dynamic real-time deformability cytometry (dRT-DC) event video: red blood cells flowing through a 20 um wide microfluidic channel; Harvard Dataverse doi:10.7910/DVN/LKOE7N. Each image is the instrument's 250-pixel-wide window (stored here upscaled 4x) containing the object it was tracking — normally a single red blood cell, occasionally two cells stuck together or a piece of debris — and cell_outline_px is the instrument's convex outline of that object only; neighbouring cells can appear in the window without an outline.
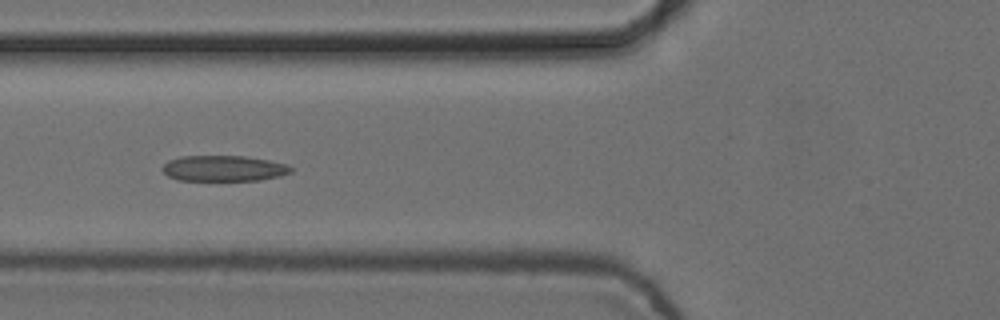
{"species": "common noctule bat (a hibernating species)", "species_latin": "Nyctalus noctula", "temperature_condition": "cold", "stored_images_in_passage": 7, "camera_frame_rate_fps": 3000, "um_per_image_px": 0.085, "animal": {"sex": "female", "body_mass_g": 24.6, "forearm_length_mm": 56.2}, "frame": {"image": 1, "passage_image": 5, "time_ms": 1.333, "image_size_px": [1000, 320], "cell_outline_px": [[292, 172], [280, 176], [260, 180], [180, 180], [168, 176], [160, 168], [168, 160], [180, 156], [244, 156], [268, 160], [284, 164], [292, 168]], "centroid_in_image_um": [18.98, 14.31], "position_along_channel_um": 106.8, "area_um2": 19.19}}
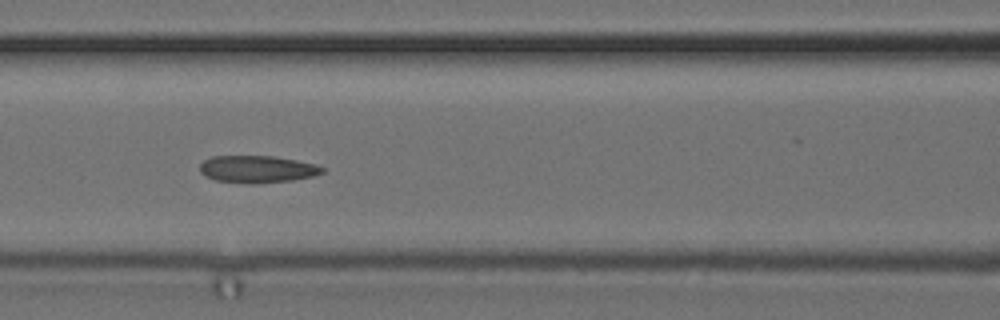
{"frame": {"image": 2, "passage_image": 6, "time_ms": 1.667, "image_size_px": [1000, 320], "cell_outline_px": [[324, 172], [312, 176], [292, 180], [252, 184], [248, 184], [216, 180], [204, 176], [200, 172], [200, 164], [204, 160], [212, 156], [272, 156], [296, 160], [316, 164], [324, 168]], "centroid_in_image_um": [21.84, 14.38], "position_along_channel_um": 144.8, "area_um2": 19.42}}
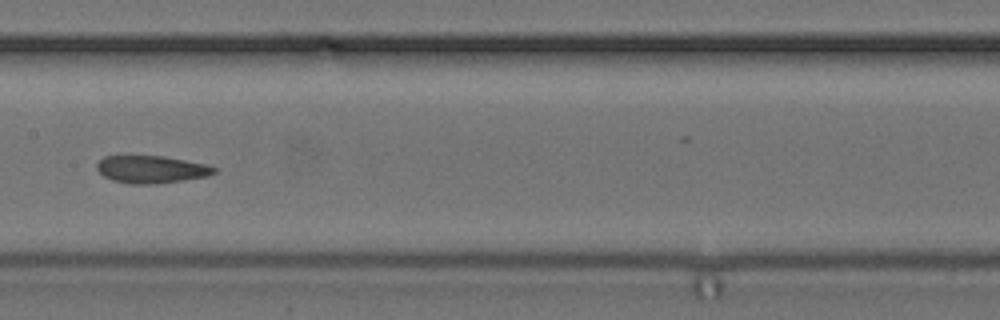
{"frame": {"image": 3, "passage_image": 7, "time_ms": 2.0, "image_size_px": [1000, 320], "cell_outline_px": [[216, 172], [208, 176], [184, 180], [156, 184], [128, 184], [112, 180], [104, 176], [96, 168], [96, 164], [104, 156], [164, 156], [208, 164], [216, 168]], "centroid_in_image_um": [12.88, 14.4], "position_along_channel_um": 194.5, "area_um2": 18.9}}